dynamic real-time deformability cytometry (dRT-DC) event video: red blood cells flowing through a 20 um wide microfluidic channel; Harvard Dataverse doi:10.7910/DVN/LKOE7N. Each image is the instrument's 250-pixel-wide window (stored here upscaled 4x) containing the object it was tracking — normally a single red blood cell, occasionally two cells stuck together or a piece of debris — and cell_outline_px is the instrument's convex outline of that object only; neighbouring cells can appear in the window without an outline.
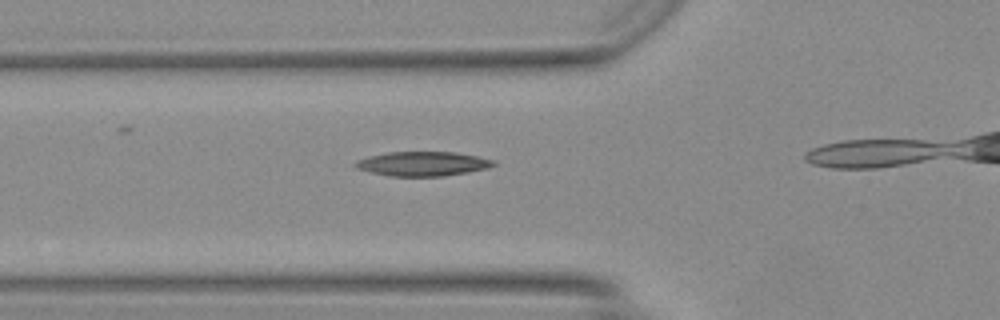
{"species": "Egyptian fruit bat (a non-hibernating species)", "species_latin": "Rousettus aegyptiacus", "temperature_condition": "warm", "stored_images_in_passage": 22, "camera_frame_rate_fps": 3000, "um_per_image_px": 0.085, "animal": {"sex": "female"}, "frame": {"image": 1, "passage_image": 4, "time_ms": 1.0, "image_size_px": [1000, 320], "cell_outline_px": [[496, 164], [488, 168], [468, 172], [444, 176], [388, 176], [356, 168], [356, 160], [368, 156], [388, 152], [456, 152], [476, 156], [492, 160]], "centroid_in_image_um": [35.92, 13.92], "position_along_channel_um": 89.9, "area_um2": 19.48}}